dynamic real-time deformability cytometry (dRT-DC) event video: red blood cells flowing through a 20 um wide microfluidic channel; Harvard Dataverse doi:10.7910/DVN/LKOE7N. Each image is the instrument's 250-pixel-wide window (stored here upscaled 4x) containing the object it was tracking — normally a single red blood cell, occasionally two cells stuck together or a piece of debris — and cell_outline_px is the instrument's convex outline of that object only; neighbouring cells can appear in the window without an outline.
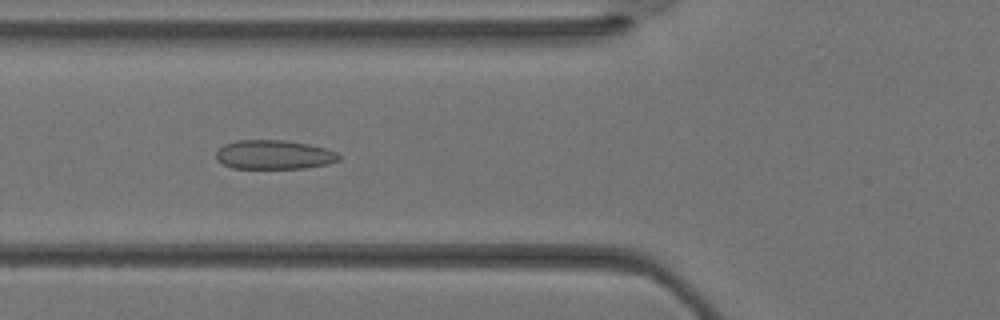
{"species": "Egyptian fruit bat (a non-hibernating species)", "species_latin": "Rousettus aegyptiacus", "temperature_condition": "warm", "stored_images_in_passage": 32, "camera_frame_rate_fps": 3000, "um_per_image_px": 0.085, "animal": {"sex": "female"}, "frame": {"image": 1, "passage_image": 9, "time_ms": 2.667, "image_size_px": [1000, 320], "cell_outline_px": [[340, 160], [328, 164], [304, 168], [232, 168], [216, 160], [216, 152], [224, 144], [236, 140], [284, 140], [308, 144], [324, 148], [336, 152], [340, 156]], "centroid_in_image_um": [23.28, 13.15], "position_along_channel_um": 102.5, "area_um2": 20.81}}
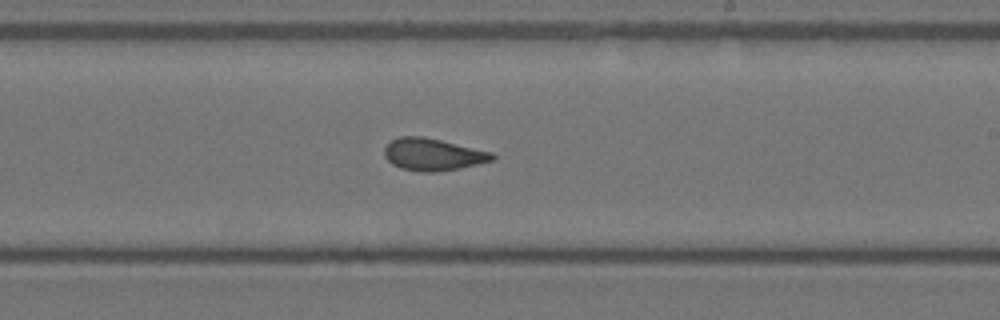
{"frame": {"image": 2, "passage_image": 17, "time_ms": 5.333, "image_size_px": [1000, 320], "cell_outline_px": [[496, 160], [460, 168], [436, 172], [420, 172], [400, 168], [392, 164], [384, 156], [384, 148], [392, 140], [400, 136], [420, 136], [440, 140], [492, 152], [496, 156]], "centroid_in_image_um": [36.8, 13.14], "position_along_channel_um": 252.2, "area_um2": 20.23}}
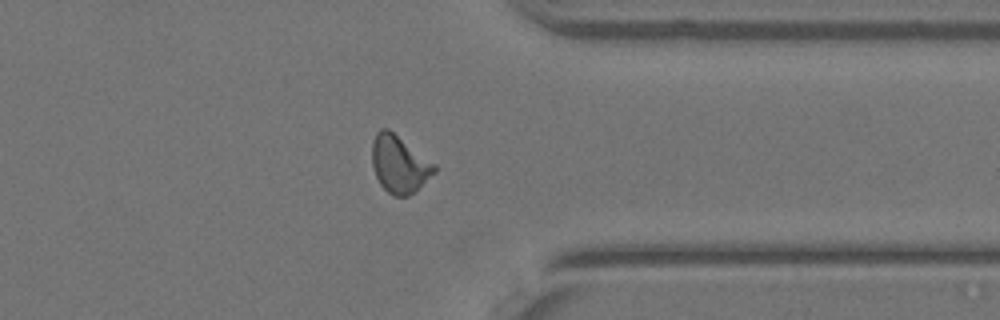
{"frame": {"image": 3, "passage_image": 24, "time_ms": 7.667, "image_size_px": [1000, 320], "cell_outline_px": [[436, 172], [416, 192], [408, 196], [392, 196], [380, 184], [376, 176], [372, 164], [372, 140], [376, 132], [380, 128], [388, 128], [436, 164]], "centroid_in_image_um": [33.95, 13.96], "position_along_channel_um": 377.5, "area_um2": 21.04}}